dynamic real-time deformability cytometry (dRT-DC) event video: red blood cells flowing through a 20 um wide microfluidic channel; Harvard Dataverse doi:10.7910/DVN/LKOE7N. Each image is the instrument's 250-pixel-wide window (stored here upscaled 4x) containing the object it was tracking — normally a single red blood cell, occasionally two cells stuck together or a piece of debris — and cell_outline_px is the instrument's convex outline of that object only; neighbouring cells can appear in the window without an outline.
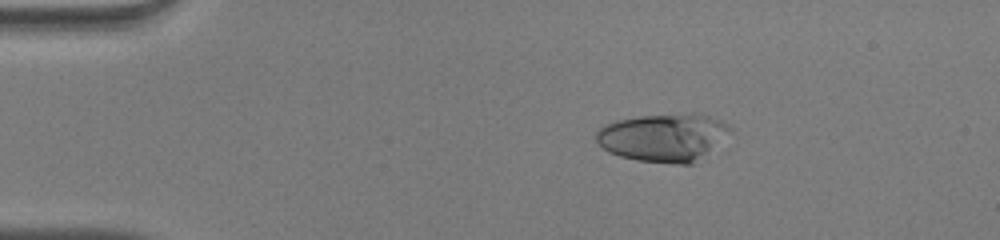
{"species": "human", "species_latin": "Homo sapiens", "temperature_condition": "warm", "stored_images_in_passage": 46, "camera_frame_rate_fps": 3000, "um_per_image_px": 0.085, "donor": {"sex": "male"}, "frame": {"image": 1, "passage_image": 5, "time_ms": 1.333, "image_size_px": [1000, 240], "cell_outline_px": [[732, 132], [692, 164], [676, 164], [636, 160], [620, 156], [608, 152], [596, 140], [596, 132], [604, 124], [616, 120], [640, 116], [692, 112], [708, 116], [720, 120], [728, 124], [732, 128]], "centroid_in_image_um": [56.39, 11.66], "position_along_channel_um": 28.6, "area_um2": 37.45}}
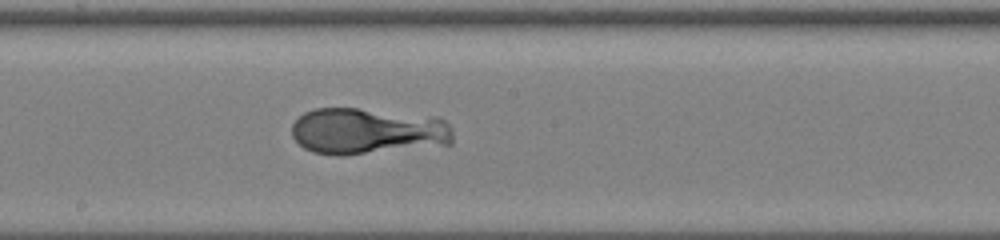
{"frame": {"image": 2, "passage_image": 24, "time_ms": 7.667, "image_size_px": [1000, 240], "cell_outline_px": [[452, 144], [344, 156], [336, 156], [312, 152], [304, 148], [292, 136], [292, 124], [304, 112], [316, 108], [356, 108], [436, 116], [444, 120], [452, 128]], "centroid_in_image_um": [31.24, 11.15], "position_along_channel_um": 217.0, "area_um2": 44.04}}
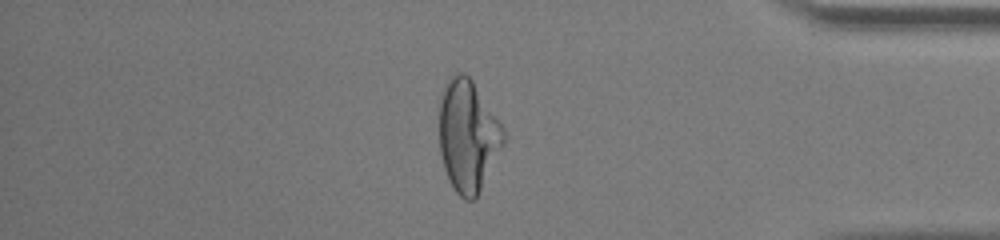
{"frame": {"image": 3, "passage_image": 39, "time_ms": 12.667, "image_size_px": [1000, 240], "cell_outline_px": [[504, 140], [476, 200], [464, 200], [456, 192], [444, 168], [440, 152], [440, 100], [444, 88], [448, 80], [456, 72], [464, 72], [472, 80], [504, 128]], "centroid_in_image_um": [39.76, 11.54], "position_along_channel_um": 395.4, "area_um2": 41.15}}